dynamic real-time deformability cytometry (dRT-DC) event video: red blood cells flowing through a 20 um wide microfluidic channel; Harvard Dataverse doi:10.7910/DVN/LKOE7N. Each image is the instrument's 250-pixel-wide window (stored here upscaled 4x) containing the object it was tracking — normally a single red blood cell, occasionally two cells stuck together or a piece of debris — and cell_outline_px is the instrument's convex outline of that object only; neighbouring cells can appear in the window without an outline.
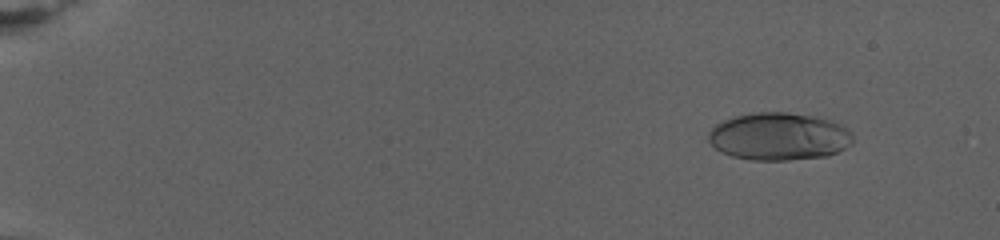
{"species": "human", "species_latin": "Homo sapiens", "temperature_condition": "warm", "stored_images_in_passage": 72, "camera_frame_rate_fps": 3000, "um_per_image_px": 0.085, "donor": {"sex": "female"}, "frame": {"image": 1, "passage_image": 2, "time_ms": 0.333, "image_size_px": [1000, 240], "cell_outline_px": [[852, 144], [828, 156], [788, 160], [752, 160], [732, 156], [716, 148], [708, 140], [708, 132], [716, 124], [724, 120], [736, 116], [756, 112], [788, 112], [832, 120], [840, 124], [852, 136]], "centroid_in_image_um": [66.2, 11.6], "position_along_channel_um": 18.8, "area_um2": 39.77}}
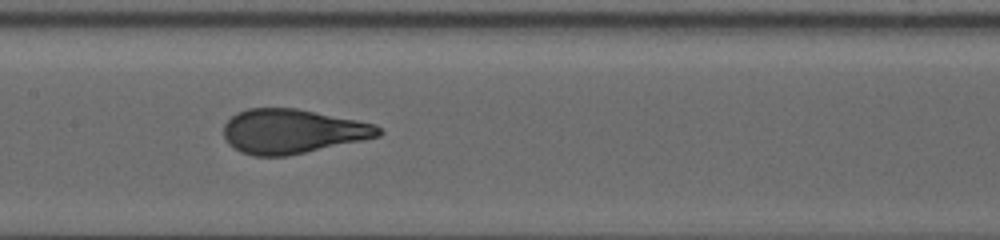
{"frame": {"image": 2, "passage_image": 36, "time_ms": 11.667, "image_size_px": [1000, 240], "cell_outline_px": [[384, 132], [380, 136], [364, 140], [288, 156], [252, 156], [240, 152], [228, 144], [224, 136], [224, 124], [236, 112], [248, 108], [296, 108], [376, 124]], "centroid_in_image_um": [24.85, 11.17], "position_along_channel_um": 182.6, "area_um2": 40.23}}
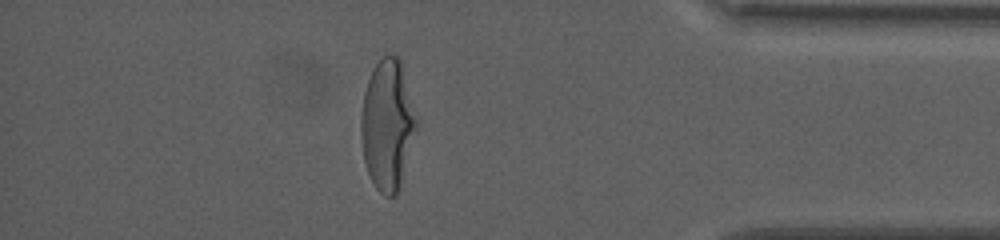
{"frame": {"image": 3, "passage_image": 63, "time_ms": 20.667, "image_size_px": [1000, 240], "cell_outline_px": [[416, 128], [400, 188], [396, 196], [384, 196], [376, 188], [368, 172], [364, 160], [360, 136], [360, 120], [364, 92], [368, 80], [376, 64], [388, 52], [396, 56], [400, 60], [416, 116]], "centroid_in_image_um": [32.91, 10.63], "position_along_channel_um": 402.3, "area_um2": 41.67}, "authors_computed_cell_mechanics": {"area_um2": 39.882, "velocity_mm_per_s": 2.7327, "shape_relaxation_time_tau1_ms": 6.7125, "shape_relaxation_time_tau2_ms": null, "deformation_change_tau1": 0.262, "deformation_change_tau2": null}}